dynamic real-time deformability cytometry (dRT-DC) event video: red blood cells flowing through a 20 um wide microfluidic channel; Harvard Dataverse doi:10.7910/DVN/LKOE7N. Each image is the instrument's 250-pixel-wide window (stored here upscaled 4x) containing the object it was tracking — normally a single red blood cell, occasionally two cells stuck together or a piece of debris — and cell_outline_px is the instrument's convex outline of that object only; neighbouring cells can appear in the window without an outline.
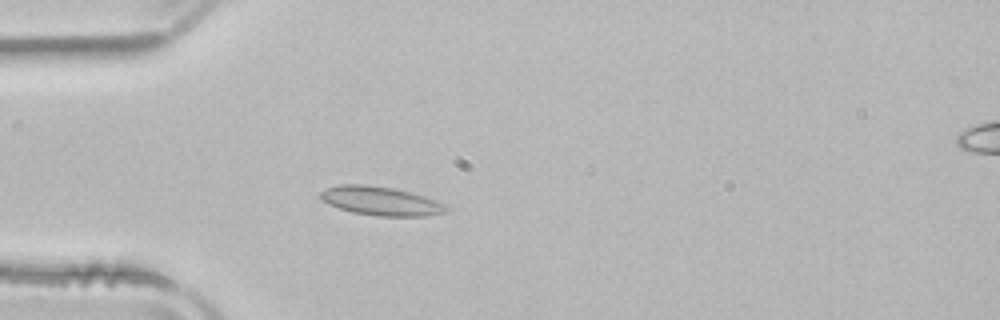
{"species": "common noctule bat (a hibernating species)", "species_latin": "Nyctalus noctula", "temperature_condition": "room temperature", "stored_images_in_passage": 53, "camera_frame_rate_fps": 3000, "um_per_image_px": 0.085, "animal": {"sex": "male", "body_mass_g": 21.5, "forearm_length_mm": 52.0}, "frame": {"image": 1, "passage_image": 15, "time_ms": 4.667, "image_size_px": [1000, 320], "cell_outline_px": [[448, 212], [424, 216], [376, 216], [352, 212], [328, 204], [320, 200], [320, 192], [328, 188], [340, 184], [368, 184], [392, 188], [424, 196], [444, 204], [448, 208]], "centroid_in_image_um": [32.34, 17.09], "position_along_channel_um": 52.7, "area_um2": 21.04}}
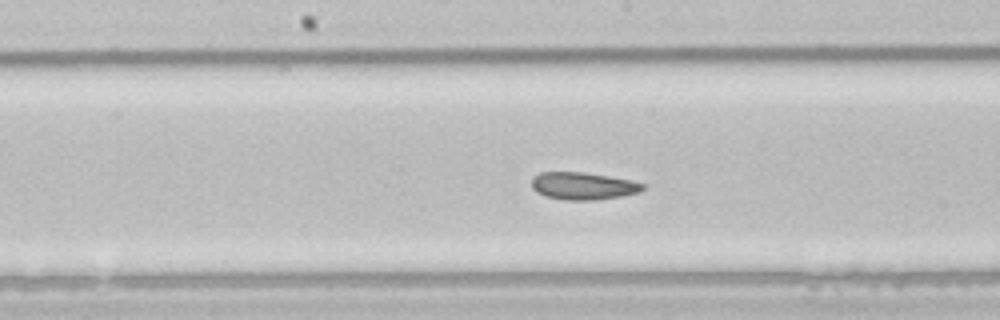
{"frame": {"image": 2, "passage_image": 27, "time_ms": 8.667, "image_size_px": [1000, 320], "cell_outline_px": [[644, 188], [640, 192], [620, 196], [596, 200], [568, 200], [548, 196], [536, 192], [532, 188], [532, 176], [540, 172], [584, 172], [632, 180], [644, 184]], "centroid_in_image_um": [49.56, 15.79], "position_along_channel_um": 198.6, "area_um2": 17.69}}
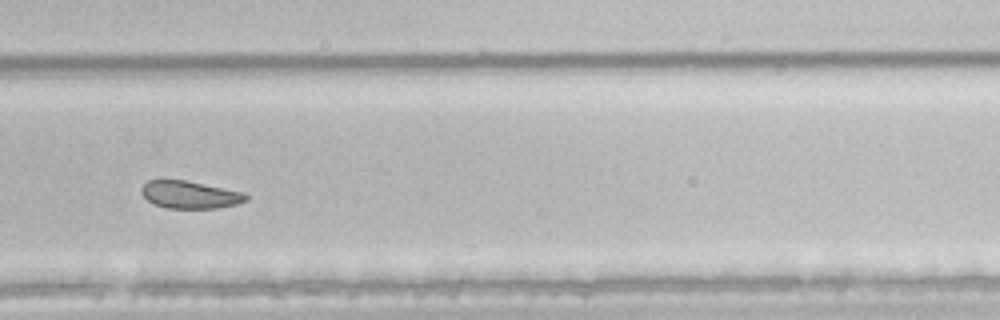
{"frame": {"image": 3, "passage_image": 36, "time_ms": 11.667, "image_size_px": [1000, 320], "cell_outline_px": [[248, 200], [236, 204], [216, 208], [168, 208], [152, 204], [140, 192], [140, 188], [148, 180], [184, 180], [244, 192], [248, 196]], "centroid_in_image_um": [16.13, 16.55], "position_along_channel_um": 313.7, "area_um2": 16.7}, "authors_computed_cell_mechanics": {"area_um2": 20.1722, "velocity_mm_per_s": 3.8568, "shape_relaxation_time_tau1_ms": 4.0524, "shape_relaxation_time_tau2_ms": 2.9787, "deformation_change_tau1": 0.0849, "deformation_change_tau2": 0.0721}}